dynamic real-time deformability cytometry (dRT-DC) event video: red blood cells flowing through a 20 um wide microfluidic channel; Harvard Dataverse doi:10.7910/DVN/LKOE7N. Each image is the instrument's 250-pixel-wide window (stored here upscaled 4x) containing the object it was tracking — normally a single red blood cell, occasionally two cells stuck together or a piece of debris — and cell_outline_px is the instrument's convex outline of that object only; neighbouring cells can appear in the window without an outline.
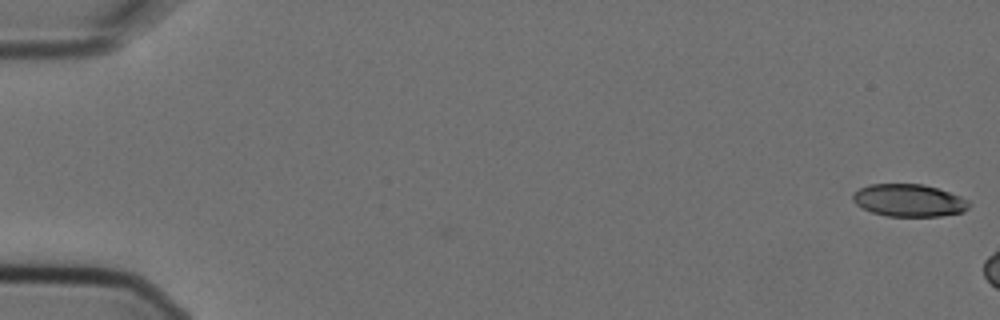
{"species": "Egyptian fruit bat (a non-hibernating species)", "species_latin": "Rousettus aegyptiacus", "temperature_condition": "cold", "stored_images_in_passage": 2, "camera_frame_rate_fps": 3000, "um_per_image_px": 0.085, "animal": {"sex": "female"}, "frame": {"image": 1, "passage_image": 2, "time_ms": 0.333, "image_size_px": [1000, 320], "cell_outline_px": [[972, 204], [964, 212], [940, 216], [888, 216], [872, 212], [856, 204], [852, 200], [852, 192], [868, 184], [924, 184], [960, 196], [968, 200]], "centroid_in_image_um": [77.26, 17.03], "position_along_channel_um": 7.7, "area_um2": 22.02}}